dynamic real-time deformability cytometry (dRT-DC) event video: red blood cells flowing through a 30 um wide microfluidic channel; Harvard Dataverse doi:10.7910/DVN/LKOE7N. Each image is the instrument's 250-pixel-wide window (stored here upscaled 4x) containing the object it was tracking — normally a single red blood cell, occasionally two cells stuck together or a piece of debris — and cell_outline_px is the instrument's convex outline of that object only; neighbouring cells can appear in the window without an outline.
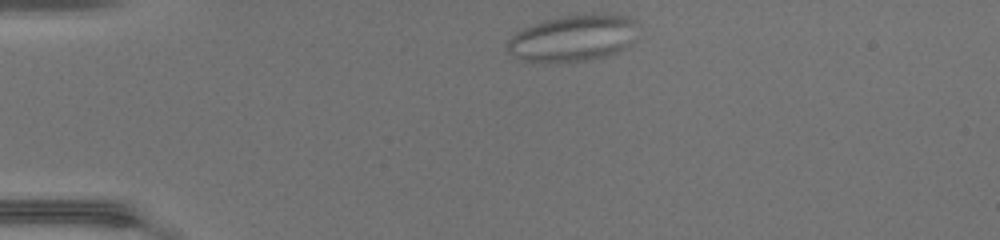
{"species": "common noctule bat (a hibernating species)", "species_latin": "Nyctalus noctula", "temperature_condition": "warm", "stored_images_in_passage": 39, "camera_frame_rate_fps": 3000, "um_per_image_px": 0.085, "animal": {"sex": "female", "body_mass_g": 17.0, "forearm_length_mm": 48.0}, "frame": {"image": 1, "passage_image": 1, "time_ms": 0.0, "image_size_px": [1000, 240], "cell_outline_px": [[636, 24], [628, 44], [624, 48], [608, 56], [588, 60], [540, 64], [520, 60], [508, 52], [508, 40], [516, 32], [532, 24], [544, 20], [560, 16], [592, 12], [608, 12], [628, 16], [636, 20]], "centroid_in_image_um": [48.66, 3.23], "position_along_channel_um": 36.3, "area_um2": 36.01}}
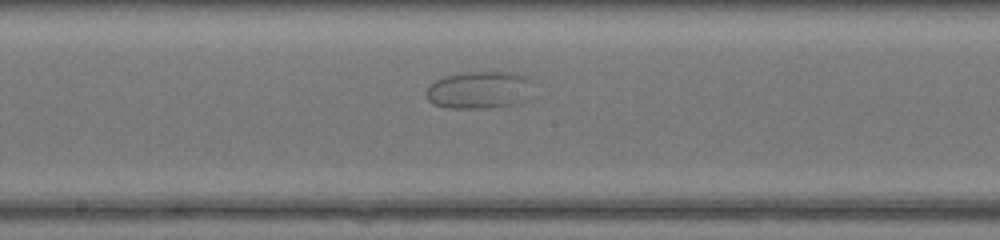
{"frame": {"image": 2, "passage_image": 17, "time_ms": 5.333, "image_size_px": [1000, 240], "cell_outline_px": [[532, 80], [528, 100], [512, 104], [488, 108], [448, 108], [432, 104], [428, 100], [424, 92], [436, 80], [444, 76], [468, 72], [520, 72], [532, 76]], "centroid_in_image_um": [40.78, 7.64], "position_along_channel_um": 207.4, "area_um2": 23.7}}
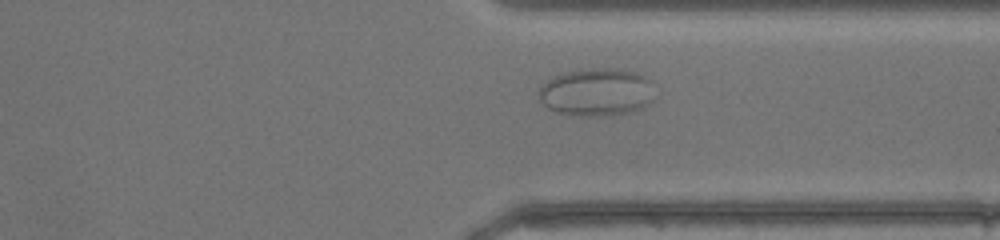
{"frame": {"image": 3, "passage_image": 28, "time_ms": 9.0, "image_size_px": [1000, 240], "cell_outline_px": [[656, 84], [652, 100], [648, 104], [640, 108], [628, 112], [608, 116], [584, 116], [560, 112], [548, 108], [540, 100], [536, 92], [552, 76], [568, 72], [592, 68], [620, 68], [636, 72], [648, 76]], "centroid_in_image_um": [50.77, 7.81], "position_along_channel_um": 360.6, "area_um2": 32.66}}